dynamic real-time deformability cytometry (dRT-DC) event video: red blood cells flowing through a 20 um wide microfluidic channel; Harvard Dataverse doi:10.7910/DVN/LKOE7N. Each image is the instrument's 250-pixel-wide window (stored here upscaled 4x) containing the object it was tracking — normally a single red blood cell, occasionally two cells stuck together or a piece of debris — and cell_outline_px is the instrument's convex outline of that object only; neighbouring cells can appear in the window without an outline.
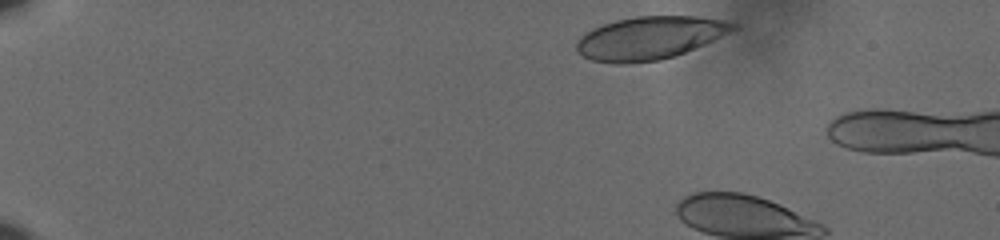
{"species": "human", "species_latin": "Homo sapiens", "temperature_condition": "cold", "stored_images_in_passage": 6, "camera_frame_rate_fps": 3000, "um_per_image_px": 0.085, "donor": {"sex": "male"}, "frame": {"image": 1, "passage_image": 2, "time_ms": 0.333, "image_size_px": [1000, 240], "cell_outline_px": [[736, 28], [704, 44], [684, 52], [660, 60], [624, 64], [616, 64], [592, 60], [584, 56], [576, 48], [576, 40], [584, 32], [592, 28], [616, 20], [636, 16], [696, 16], [724, 20], [736, 24]], "centroid_in_image_um": [55.16, 3.22], "position_along_channel_um": 29.8, "area_um2": 38.84}}